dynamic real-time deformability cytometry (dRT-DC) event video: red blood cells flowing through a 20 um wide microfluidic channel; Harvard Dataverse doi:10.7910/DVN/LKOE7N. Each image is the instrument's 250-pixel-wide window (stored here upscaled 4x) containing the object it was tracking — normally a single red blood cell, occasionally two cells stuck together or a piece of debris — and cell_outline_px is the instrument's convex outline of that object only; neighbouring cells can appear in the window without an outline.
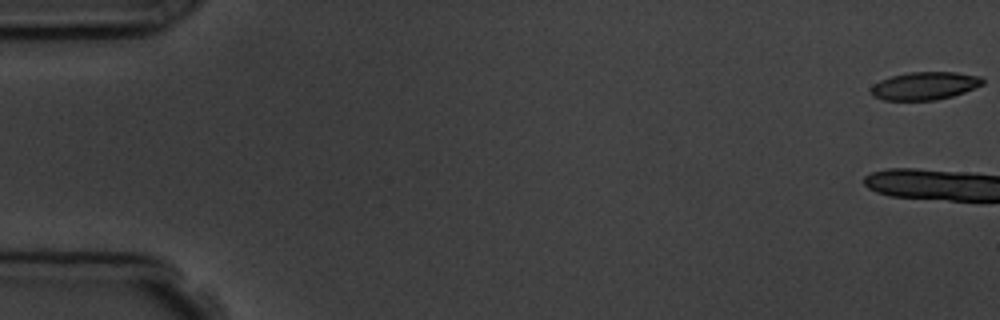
{"species": "common noctule bat (a hibernating species)", "species_latin": "Nyctalus noctula", "temperature_condition": "room temperature", "stored_images_in_passage": 8, "camera_frame_rate_fps": 3000, "um_per_image_px": 0.085, "animal": {"sex": "male", "body_mass_g": 19.5, "forearm_length_mm": 54.6}, "frame": {"image": 1, "passage_image": 1, "time_ms": 0.0, "image_size_px": [1000, 320], "cell_outline_px": [[984, 84], [964, 92], [952, 96], [936, 100], [884, 100], [872, 96], [872, 88], [880, 80], [892, 76], [908, 72], [956, 72], [980, 76], [984, 80]], "centroid_in_image_um": [78.64, 7.29], "position_along_channel_um": 6.4, "area_um2": 18.03}}